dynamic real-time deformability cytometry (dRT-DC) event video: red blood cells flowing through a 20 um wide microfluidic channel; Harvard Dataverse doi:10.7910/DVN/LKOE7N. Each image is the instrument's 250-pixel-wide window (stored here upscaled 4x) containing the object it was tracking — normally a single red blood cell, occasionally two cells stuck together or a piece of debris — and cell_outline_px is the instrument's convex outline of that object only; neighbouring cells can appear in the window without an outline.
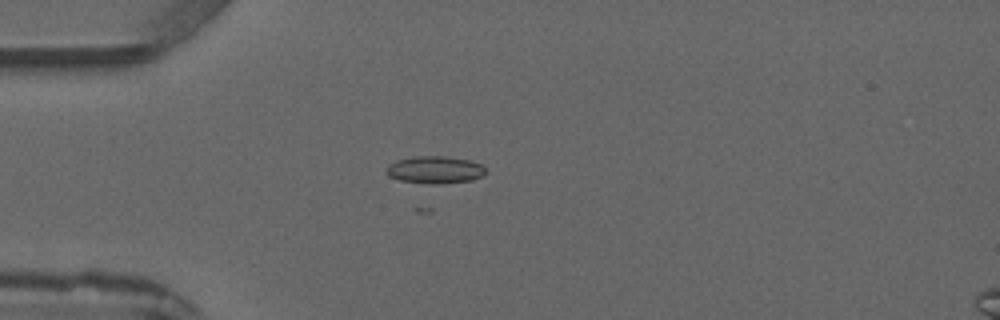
{"species": "common noctule bat (a hibernating species)", "species_latin": "Nyctalus noctula", "temperature_condition": "warm", "stored_images_in_passage": 5, "camera_frame_rate_fps": 3000, "um_per_image_px": 0.085, "animal": {"sex": "male", "forearm_length_mm": 52.5}, "frame": {"image": 1, "passage_image": 4, "time_ms": 3.333, "image_size_px": [1000, 320], "cell_outline_px": [[484, 172], [480, 176], [472, 180], [440, 184], [428, 184], [400, 180], [388, 176], [384, 172], [388, 164], [396, 160], [416, 156], [444, 156], [468, 160], [484, 164]], "centroid_in_image_um": [36.92, 14.43], "position_along_channel_um": 48.1, "area_um2": 15.9}}